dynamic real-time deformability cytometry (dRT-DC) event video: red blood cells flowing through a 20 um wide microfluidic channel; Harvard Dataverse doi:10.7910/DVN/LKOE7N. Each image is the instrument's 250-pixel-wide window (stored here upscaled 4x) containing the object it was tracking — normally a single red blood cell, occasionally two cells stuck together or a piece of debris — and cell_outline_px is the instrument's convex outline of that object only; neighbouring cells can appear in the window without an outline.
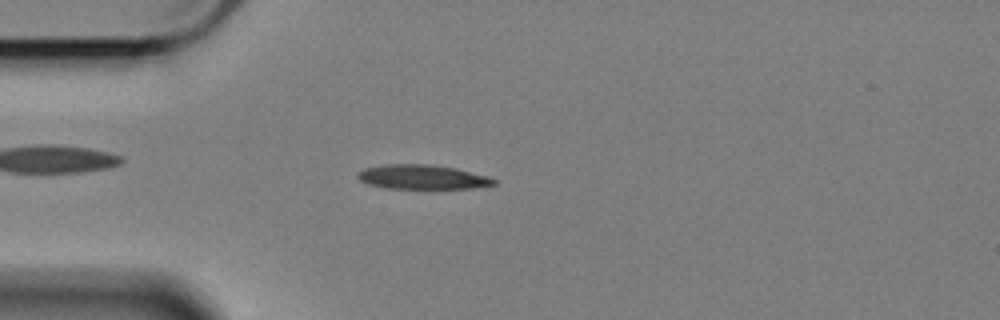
{"species": "Egyptian fruit bat (a non-hibernating species)", "species_latin": "Rousettus aegyptiacus", "temperature_condition": "cold", "stored_images_in_passage": 58, "camera_frame_rate_fps": 3000, "um_per_image_px": 0.085, "animal": {"sex": "female"}, "frame": {"image": 1, "passage_image": 14, "time_ms": 4.333, "image_size_px": [1000, 320], "cell_outline_px": [[496, 184], [472, 188], [388, 188], [368, 184], [360, 180], [356, 176], [356, 172], [364, 168], [384, 164], [428, 164], [456, 168], [488, 176], [496, 180]], "centroid_in_image_um": [35.87, 15.03], "position_along_channel_um": 49.1, "area_um2": 19.31}}
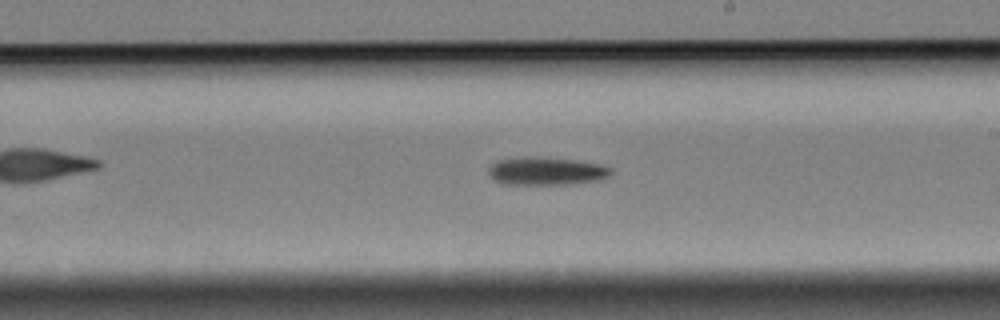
{"frame": {"image": 2, "passage_image": 32, "time_ms": 10.333, "image_size_px": [1000, 320], "cell_outline_px": [[612, 176], [604, 180], [572, 184], [504, 184], [496, 180], [488, 172], [488, 168], [496, 160], [524, 156], [532, 156], [572, 160], [600, 164], [612, 168]], "centroid_in_image_um": [46.49, 14.54], "position_along_channel_um": 242.5, "area_um2": 20.17}}
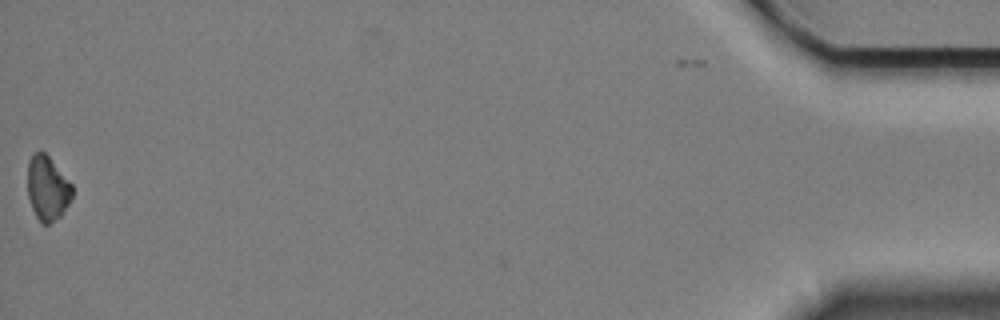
{"frame": {"image": 3, "passage_image": 57, "time_ms": 18.667, "image_size_px": [1000, 320], "cell_outline_px": [[72, 196], [68, 204], [60, 216], [48, 224], [40, 224], [32, 208], [28, 196], [28, 160], [36, 152], [44, 152], [48, 156], [72, 184]], "centroid_in_image_um": [4.02, 16.02], "position_along_channel_um": 431.2, "area_um2": 16.53}}